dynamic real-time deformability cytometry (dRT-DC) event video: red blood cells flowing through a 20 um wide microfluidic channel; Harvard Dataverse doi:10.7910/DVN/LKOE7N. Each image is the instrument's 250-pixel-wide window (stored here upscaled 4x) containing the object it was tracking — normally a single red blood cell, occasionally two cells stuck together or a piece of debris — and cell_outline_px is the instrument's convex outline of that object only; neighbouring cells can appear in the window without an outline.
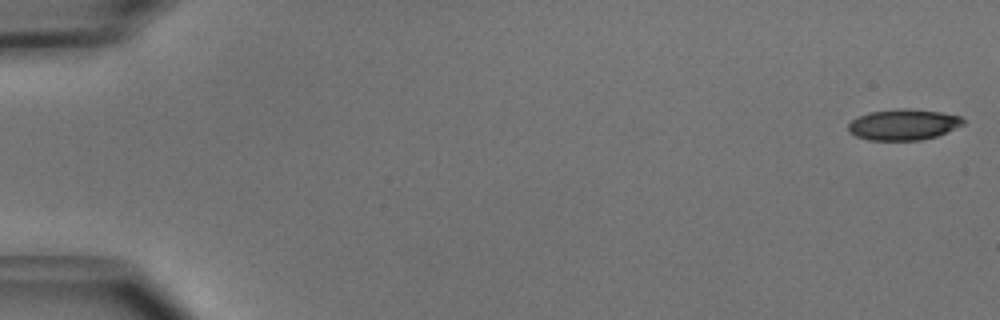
{"species": "common noctule bat (a hibernating species)", "species_latin": "Nyctalus noctula", "temperature_condition": "cold", "stored_images_in_passage": 50, "camera_frame_rate_fps": 3000, "um_per_image_px": 0.085, "animal": {"sex": "male", "body_mass_g": 15.6}, "frame": {"image": 1, "passage_image": 1, "time_ms": 0.0, "image_size_px": [1000, 320], "cell_outline_px": [[964, 124], [936, 136], [920, 140], [868, 140], [856, 136], [848, 132], [848, 124], [852, 120], [868, 112], [900, 108], [904, 108], [940, 112], [960, 116], [964, 120]], "centroid_in_image_um": [76.76, 10.59], "position_along_channel_um": 8.2, "area_um2": 20.58}}
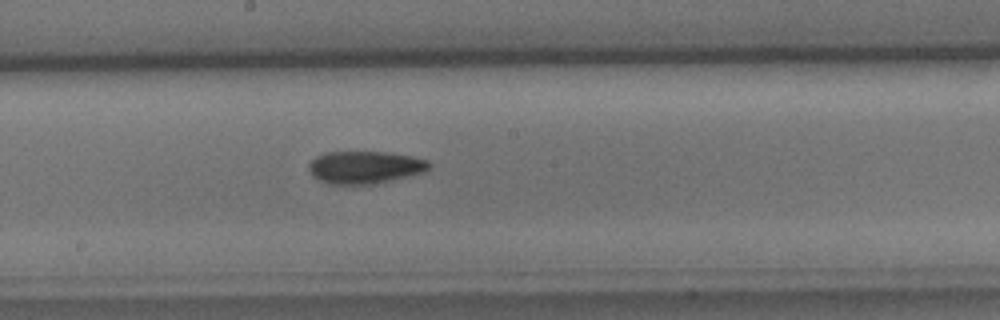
{"frame": {"image": 2, "passage_image": 28, "time_ms": 9.0, "image_size_px": [1000, 320], "cell_outline_px": [[432, 164], [424, 172], [372, 184], [328, 184], [312, 176], [308, 168], [308, 164], [316, 156], [324, 152], [388, 152], [412, 156], [428, 160]], "centroid_in_image_um": [30.99, 14.21], "position_along_channel_um": 217.2, "area_um2": 22.77}}
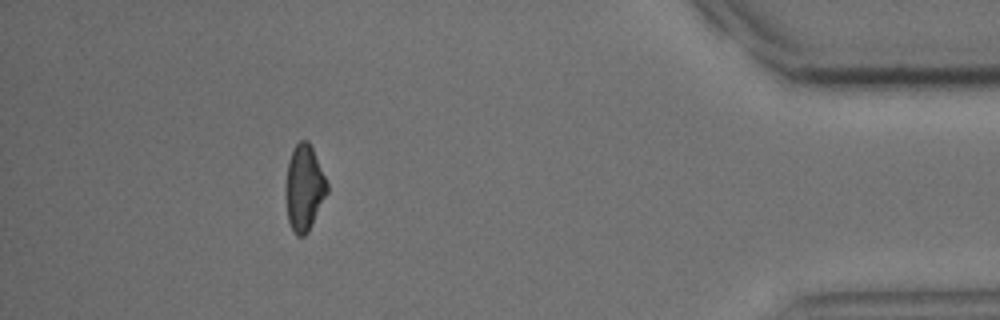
{"frame": {"image": 3, "passage_image": 46, "time_ms": 15.0, "image_size_px": [1000, 320], "cell_outline_px": [[328, 192], [308, 232], [304, 236], [296, 236], [288, 220], [284, 192], [284, 188], [288, 160], [296, 144], [300, 140], [308, 140], [312, 148], [328, 184]], "centroid_in_image_um": [25.83, 15.98], "position_along_channel_um": 409.4, "area_um2": 20.81}}